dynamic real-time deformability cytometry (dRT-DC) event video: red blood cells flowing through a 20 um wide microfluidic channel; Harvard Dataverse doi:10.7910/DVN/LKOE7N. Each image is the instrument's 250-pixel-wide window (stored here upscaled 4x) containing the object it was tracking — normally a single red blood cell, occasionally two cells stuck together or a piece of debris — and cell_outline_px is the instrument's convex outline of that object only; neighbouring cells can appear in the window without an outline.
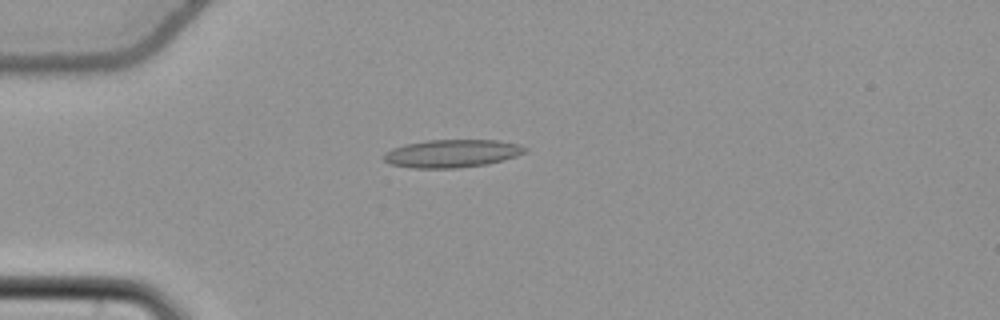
{"species": "common noctule bat (a hibernating species)", "species_latin": "Nyctalus noctula", "temperature_condition": "cold", "stored_images_in_passage": 40, "camera_frame_rate_fps": 3000, "um_per_image_px": 0.085, "animal": {"sex": "female", "body_mass_g": 22.7, "forearm_length_mm": 54.2}, "frame": {"image": 1, "passage_image": 1, "time_ms": 0.0, "image_size_px": [1000, 320], "cell_outline_px": [[528, 152], [504, 160], [488, 164], [456, 168], [412, 168], [392, 164], [384, 160], [384, 152], [392, 148], [404, 144], [428, 140], [496, 140], [520, 144], [528, 148]], "centroid_in_image_um": [38.45, 13.04], "position_along_channel_um": 46.5, "area_um2": 23.12}}
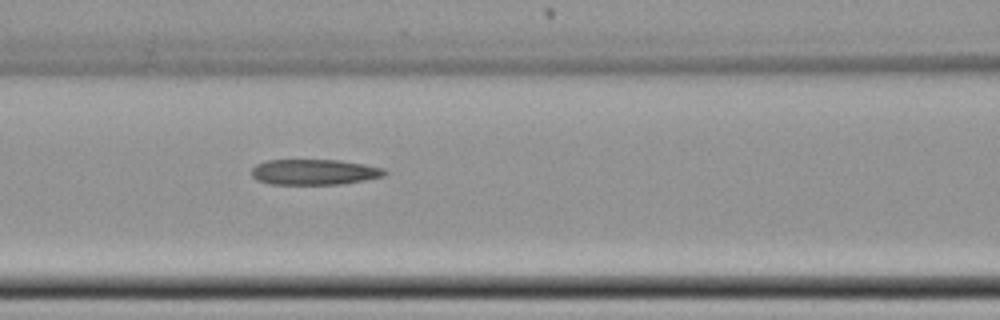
{"frame": {"image": 2, "passage_image": 10, "time_ms": 3.0, "image_size_px": [1000, 320], "cell_outline_px": [[388, 172], [384, 176], [364, 180], [340, 184], [268, 184], [256, 180], [252, 176], [252, 168], [256, 164], [268, 160], [340, 160], [364, 164], [384, 168]], "centroid_in_image_um": [26.71, 14.62], "position_along_channel_um": 139.9, "area_um2": 19.88}}
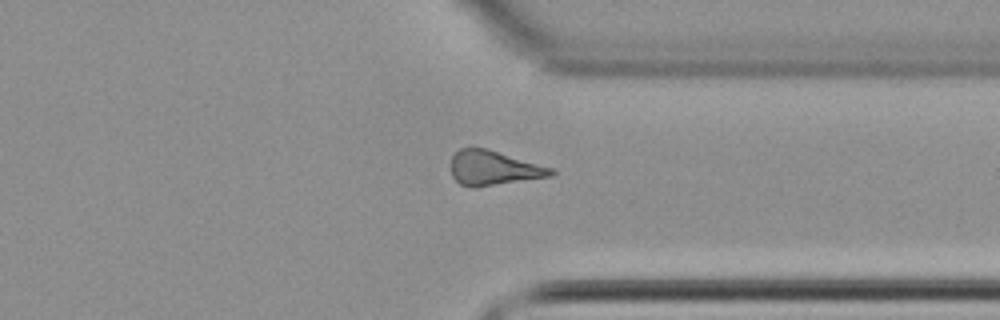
{"frame": {"image": 3, "passage_image": 28, "time_ms": 9.0, "image_size_px": [1000, 320], "cell_outline_px": [[556, 172], [552, 176], [476, 188], [460, 184], [452, 176], [452, 156], [460, 148], [484, 148], [552, 168]], "centroid_in_image_um": [41.95, 14.3], "position_along_channel_um": 369.5, "area_um2": 19.88}}